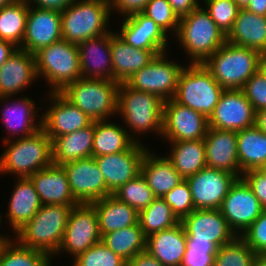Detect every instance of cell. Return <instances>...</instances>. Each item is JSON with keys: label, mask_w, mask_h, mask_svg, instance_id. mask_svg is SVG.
Listing matches in <instances>:
<instances>
[{"label": "cell", "mask_w": 266, "mask_h": 266, "mask_svg": "<svg viewBox=\"0 0 266 266\" xmlns=\"http://www.w3.org/2000/svg\"><path fill=\"white\" fill-rule=\"evenodd\" d=\"M260 52L225 42L203 65L224 90L242 89L258 71Z\"/></svg>", "instance_id": "obj_5"}, {"label": "cell", "mask_w": 266, "mask_h": 266, "mask_svg": "<svg viewBox=\"0 0 266 266\" xmlns=\"http://www.w3.org/2000/svg\"><path fill=\"white\" fill-rule=\"evenodd\" d=\"M253 266H266V254H257Z\"/></svg>", "instance_id": "obj_59"}, {"label": "cell", "mask_w": 266, "mask_h": 266, "mask_svg": "<svg viewBox=\"0 0 266 266\" xmlns=\"http://www.w3.org/2000/svg\"><path fill=\"white\" fill-rule=\"evenodd\" d=\"M163 106L164 101L157 95L135 90L125 82L120 83L117 115L122 116L126 124L124 128H129L128 134L135 142H142L135 138L136 134L154 131L162 136Z\"/></svg>", "instance_id": "obj_3"}, {"label": "cell", "mask_w": 266, "mask_h": 266, "mask_svg": "<svg viewBox=\"0 0 266 266\" xmlns=\"http://www.w3.org/2000/svg\"><path fill=\"white\" fill-rule=\"evenodd\" d=\"M223 91L203 63L190 64L179 75L173 99L209 118Z\"/></svg>", "instance_id": "obj_9"}, {"label": "cell", "mask_w": 266, "mask_h": 266, "mask_svg": "<svg viewBox=\"0 0 266 266\" xmlns=\"http://www.w3.org/2000/svg\"><path fill=\"white\" fill-rule=\"evenodd\" d=\"M171 5L173 11L180 18L186 14H189L192 10L198 8L200 0H167Z\"/></svg>", "instance_id": "obj_52"}, {"label": "cell", "mask_w": 266, "mask_h": 266, "mask_svg": "<svg viewBox=\"0 0 266 266\" xmlns=\"http://www.w3.org/2000/svg\"><path fill=\"white\" fill-rule=\"evenodd\" d=\"M142 13L151 18L166 34L169 31L176 34L179 17L167 0H150Z\"/></svg>", "instance_id": "obj_44"}, {"label": "cell", "mask_w": 266, "mask_h": 266, "mask_svg": "<svg viewBox=\"0 0 266 266\" xmlns=\"http://www.w3.org/2000/svg\"><path fill=\"white\" fill-rule=\"evenodd\" d=\"M151 149L146 151L142 159L140 173L145 178L155 197H163L184 178L175 170L166 156H158Z\"/></svg>", "instance_id": "obj_31"}, {"label": "cell", "mask_w": 266, "mask_h": 266, "mask_svg": "<svg viewBox=\"0 0 266 266\" xmlns=\"http://www.w3.org/2000/svg\"><path fill=\"white\" fill-rule=\"evenodd\" d=\"M150 0H109L111 13L115 10L120 15L128 16L142 12Z\"/></svg>", "instance_id": "obj_51"}, {"label": "cell", "mask_w": 266, "mask_h": 266, "mask_svg": "<svg viewBox=\"0 0 266 266\" xmlns=\"http://www.w3.org/2000/svg\"><path fill=\"white\" fill-rule=\"evenodd\" d=\"M109 0H74L61 11L62 39L78 45L108 33Z\"/></svg>", "instance_id": "obj_7"}, {"label": "cell", "mask_w": 266, "mask_h": 266, "mask_svg": "<svg viewBox=\"0 0 266 266\" xmlns=\"http://www.w3.org/2000/svg\"><path fill=\"white\" fill-rule=\"evenodd\" d=\"M135 141L128 130L107 120L95 121L93 156H104L128 150Z\"/></svg>", "instance_id": "obj_36"}, {"label": "cell", "mask_w": 266, "mask_h": 266, "mask_svg": "<svg viewBox=\"0 0 266 266\" xmlns=\"http://www.w3.org/2000/svg\"><path fill=\"white\" fill-rule=\"evenodd\" d=\"M113 195L138 212L148 207L156 198L141 173L122 185Z\"/></svg>", "instance_id": "obj_41"}, {"label": "cell", "mask_w": 266, "mask_h": 266, "mask_svg": "<svg viewBox=\"0 0 266 266\" xmlns=\"http://www.w3.org/2000/svg\"><path fill=\"white\" fill-rule=\"evenodd\" d=\"M118 35L128 45L135 48L151 50L156 56L168 52V34L142 12L125 16Z\"/></svg>", "instance_id": "obj_21"}, {"label": "cell", "mask_w": 266, "mask_h": 266, "mask_svg": "<svg viewBox=\"0 0 266 266\" xmlns=\"http://www.w3.org/2000/svg\"><path fill=\"white\" fill-rule=\"evenodd\" d=\"M262 170H263L264 172H266V165L262 168Z\"/></svg>", "instance_id": "obj_64"}, {"label": "cell", "mask_w": 266, "mask_h": 266, "mask_svg": "<svg viewBox=\"0 0 266 266\" xmlns=\"http://www.w3.org/2000/svg\"><path fill=\"white\" fill-rule=\"evenodd\" d=\"M180 223L192 241L212 242L218 248L237 237L219 209H195Z\"/></svg>", "instance_id": "obj_19"}, {"label": "cell", "mask_w": 266, "mask_h": 266, "mask_svg": "<svg viewBox=\"0 0 266 266\" xmlns=\"http://www.w3.org/2000/svg\"><path fill=\"white\" fill-rule=\"evenodd\" d=\"M209 128L208 118L177 103L174 99L164 101L163 139L169 142L204 139Z\"/></svg>", "instance_id": "obj_12"}, {"label": "cell", "mask_w": 266, "mask_h": 266, "mask_svg": "<svg viewBox=\"0 0 266 266\" xmlns=\"http://www.w3.org/2000/svg\"><path fill=\"white\" fill-rule=\"evenodd\" d=\"M256 112L242 89L224 90L208 118L209 128L240 131L255 126Z\"/></svg>", "instance_id": "obj_16"}, {"label": "cell", "mask_w": 266, "mask_h": 266, "mask_svg": "<svg viewBox=\"0 0 266 266\" xmlns=\"http://www.w3.org/2000/svg\"><path fill=\"white\" fill-rule=\"evenodd\" d=\"M174 37L188 54L190 64L204 63L226 42V34L201 5L179 18Z\"/></svg>", "instance_id": "obj_2"}, {"label": "cell", "mask_w": 266, "mask_h": 266, "mask_svg": "<svg viewBox=\"0 0 266 266\" xmlns=\"http://www.w3.org/2000/svg\"><path fill=\"white\" fill-rule=\"evenodd\" d=\"M61 39V12L29 5L25 34L19 49L35 54Z\"/></svg>", "instance_id": "obj_20"}, {"label": "cell", "mask_w": 266, "mask_h": 266, "mask_svg": "<svg viewBox=\"0 0 266 266\" xmlns=\"http://www.w3.org/2000/svg\"><path fill=\"white\" fill-rule=\"evenodd\" d=\"M91 204L97 212L101 236L138 223L139 212L113 194Z\"/></svg>", "instance_id": "obj_33"}, {"label": "cell", "mask_w": 266, "mask_h": 266, "mask_svg": "<svg viewBox=\"0 0 266 266\" xmlns=\"http://www.w3.org/2000/svg\"><path fill=\"white\" fill-rule=\"evenodd\" d=\"M162 198L172 208L180 221L195 210L191 190L186 179L176 185Z\"/></svg>", "instance_id": "obj_47"}, {"label": "cell", "mask_w": 266, "mask_h": 266, "mask_svg": "<svg viewBox=\"0 0 266 266\" xmlns=\"http://www.w3.org/2000/svg\"><path fill=\"white\" fill-rule=\"evenodd\" d=\"M237 177L229 172L205 167L186 178L195 209H220Z\"/></svg>", "instance_id": "obj_17"}, {"label": "cell", "mask_w": 266, "mask_h": 266, "mask_svg": "<svg viewBox=\"0 0 266 266\" xmlns=\"http://www.w3.org/2000/svg\"><path fill=\"white\" fill-rule=\"evenodd\" d=\"M237 155L242 173L266 165V134L256 126L237 131Z\"/></svg>", "instance_id": "obj_34"}, {"label": "cell", "mask_w": 266, "mask_h": 266, "mask_svg": "<svg viewBox=\"0 0 266 266\" xmlns=\"http://www.w3.org/2000/svg\"><path fill=\"white\" fill-rule=\"evenodd\" d=\"M240 9H245L251 0H233Z\"/></svg>", "instance_id": "obj_60"}, {"label": "cell", "mask_w": 266, "mask_h": 266, "mask_svg": "<svg viewBox=\"0 0 266 266\" xmlns=\"http://www.w3.org/2000/svg\"><path fill=\"white\" fill-rule=\"evenodd\" d=\"M119 86L117 81L81 77L60 93L92 121H101L117 115Z\"/></svg>", "instance_id": "obj_6"}, {"label": "cell", "mask_w": 266, "mask_h": 266, "mask_svg": "<svg viewBox=\"0 0 266 266\" xmlns=\"http://www.w3.org/2000/svg\"><path fill=\"white\" fill-rule=\"evenodd\" d=\"M2 216H1V213H0V226L2 225ZM7 235V237H6ZM5 236L4 235H0V247L3 246L8 240H10V236H8V234H6Z\"/></svg>", "instance_id": "obj_61"}, {"label": "cell", "mask_w": 266, "mask_h": 266, "mask_svg": "<svg viewBox=\"0 0 266 266\" xmlns=\"http://www.w3.org/2000/svg\"><path fill=\"white\" fill-rule=\"evenodd\" d=\"M42 205H78L62 165L52 163L29 177Z\"/></svg>", "instance_id": "obj_26"}, {"label": "cell", "mask_w": 266, "mask_h": 266, "mask_svg": "<svg viewBox=\"0 0 266 266\" xmlns=\"http://www.w3.org/2000/svg\"><path fill=\"white\" fill-rule=\"evenodd\" d=\"M204 143L207 167L242 177L237 155V131L208 128Z\"/></svg>", "instance_id": "obj_23"}, {"label": "cell", "mask_w": 266, "mask_h": 266, "mask_svg": "<svg viewBox=\"0 0 266 266\" xmlns=\"http://www.w3.org/2000/svg\"><path fill=\"white\" fill-rule=\"evenodd\" d=\"M138 223L144 235L148 237L176 226L180 220L163 198L156 197L148 207L139 211Z\"/></svg>", "instance_id": "obj_39"}, {"label": "cell", "mask_w": 266, "mask_h": 266, "mask_svg": "<svg viewBox=\"0 0 266 266\" xmlns=\"http://www.w3.org/2000/svg\"><path fill=\"white\" fill-rule=\"evenodd\" d=\"M6 150L0 156V173L15 174L16 178H29L35 172L50 166L52 141L40 129L31 136L2 141Z\"/></svg>", "instance_id": "obj_4"}, {"label": "cell", "mask_w": 266, "mask_h": 266, "mask_svg": "<svg viewBox=\"0 0 266 266\" xmlns=\"http://www.w3.org/2000/svg\"><path fill=\"white\" fill-rule=\"evenodd\" d=\"M28 2L15 1L0 8V40H7L17 47L22 45L25 34Z\"/></svg>", "instance_id": "obj_38"}, {"label": "cell", "mask_w": 266, "mask_h": 266, "mask_svg": "<svg viewBox=\"0 0 266 266\" xmlns=\"http://www.w3.org/2000/svg\"><path fill=\"white\" fill-rule=\"evenodd\" d=\"M226 41L260 53L266 52V17L239 9Z\"/></svg>", "instance_id": "obj_30"}, {"label": "cell", "mask_w": 266, "mask_h": 266, "mask_svg": "<svg viewBox=\"0 0 266 266\" xmlns=\"http://www.w3.org/2000/svg\"><path fill=\"white\" fill-rule=\"evenodd\" d=\"M114 33L111 30L104 35L84 40L77 45L82 78L113 81L111 36Z\"/></svg>", "instance_id": "obj_22"}, {"label": "cell", "mask_w": 266, "mask_h": 266, "mask_svg": "<svg viewBox=\"0 0 266 266\" xmlns=\"http://www.w3.org/2000/svg\"><path fill=\"white\" fill-rule=\"evenodd\" d=\"M245 9L254 14L266 17V0H251Z\"/></svg>", "instance_id": "obj_56"}, {"label": "cell", "mask_w": 266, "mask_h": 266, "mask_svg": "<svg viewBox=\"0 0 266 266\" xmlns=\"http://www.w3.org/2000/svg\"><path fill=\"white\" fill-rule=\"evenodd\" d=\"M72 266H126V262L101 241L74 259Z\"/></svg>", "instance_id": "obj_43"}, {"label": "cell", "mask_w": 266, "mask_h": 266, "mask_svg": "<svg viewBox=\"0 0 266 266\" xmlns=\"http://www.w3.org/2000/svg\"><path fill=\"white\" fill-rule=\"evenodd\" d=\"M18 181L11 193L6 213L7 223L14 233L41 208L42 204L30 178H17Z\"/></svg>", "instance_id": "obj_29"}, {"label": "cell", "mask_w": 266, "mask_h": 266, "mask_svg": "<svg viewBox=\"0 0 266 266\" xmlns=\"http://www.w3.org/2000/svg\"><path fill=\"white\" fill-rule=\"evenodd\" d=\"M148 149L143 143L135 142L128 150L119 153L92 156L111 194L140 174L142 159Z\"/></svg>", "instance_id": "obj_15"}, {"label": "cell", "mask_w": 266, "mask_h": 266, "mask_svg": "<svg viewBox=\"0 0 266 266\" xmlns=\"http://www.w3.org/2000/svg\"><path fill=\"white\" fill-rule=\"evenodd\" d=\"M257 254L237 236L233 241L218 248L213 266H253Z\"/></svg>", "instance_id": "obj_42"}, {"label": "cell", "mask_w": 266, "mask_h": 266, "mask_svg": "<svg viewBox=\"0 0 266 266\" xmlns=\"http://www.w3.org/2000/svg\"><path fill=\"white\" fill-rule=\"evenodd\" d=\"M10 100H12L11 96L0 97V101L5 102L4 108L1 109L2 121L6 130L10 132V137H5L4 141L11 140L13 135L14 139L23 138L39 131L41 129L42 116H38L39 113L36 110L37 106L34 105L35 102L28 96L19 98V101L16 98L13 101ZM36 117L40 118L38 122L35 120ZM17 135L18 137H16Z\"/></svg>", "instance_id": "obj_25"}, {"label": "cell", "mask_w": 266, "mask_h": 266, "mask_svg": "<svg viewBox=\"0 0 266 266\" xmlns=\"http://www.w3.org/2000/svg\"><path fill=\"white\" fill-rule=\"evenodd\" d=\"M168 143L172 148L166 157L184 179L207 167L204 139Z\"/></svg>", "instance_id": "obj_35"}, {"label": "cell", "mask_w": 266, "mask_h": 266, "mask_svg": "<svg viewBox=\"0 0 266 266\" xmlns=\"http://www.w3.org/2000/svg\"><path fill=\"white\" fill-rule=\"evenodd\" d=\"M13 239L0 247V266H52L48 254L20 245Z\"/></svg>", "instance_id": "obj_40"}, {"label": "cell", "mask_w": 266, "mask_h": 266, "mask_svg": "<svg viewBox=\"0 0 266 266\" xmlns=\"http://www.w3.org/2000/svg\"><path fill=\"white\" fill-rule=\"evenodd\" d=\"M255 112L266 109V79L257 71L242 88Z\"/></svg>", "instance_id": "obj_49"}, {"label": "cell", "mask_w": 266, "mask_h": 266, "mask_svg": "<svg viewBox=\"0 0 266 266\" xmlns=\"http://www.w3.org/2000/svg\"><path fill=\"white\" fill-rule=\"evenodd\" d=\"M62 166L72 195L78 203L91 204L111 195L94 157L69 161Z\"/></svg>", "instance_id": "obj_14"}, {"label": "cell", "mask_w": 266, "mask_h": 266, "mask_svg": "<svg viewBox=\"0 0 266 266\" xmlns=\"http://www.w3.org/2000/svg\"><path fill=\"white\" fill-rule=\"evenodd\" d=\"M156 55L151 50L128 45L115 33L111 36L113 81L126 82L134 73L147 66Z\"/></svg>", "instance_id": "obj_27"}, {"label": "cell", "mask_w": 266, "mask_h": 266, "mask_svg": "<svg viewBox=\"0 0 266 266\" xmlns=\"http://www.w3.org/2000/svg\"><path fill=\"white\" fill-rule=\"evenodd\" d=\"M240 237L256 254H266V210Z\"/></svg>", "instance_id": "obj_48"}, {"label": "cell", "mask_w": 266, "mask_h": 266, "mask_svg": "<svg viewBox=\"0 0 266 266\" xmlns=\"http://www.w3.org/2000/svg\"><path fill=\"white\" fill-rule=\"evenodd\" d=\"M16 0H0V8L5 6V5H9L13 2H15Z\"/></svg>", "instance_id": "obj_62"}, {"label": "cell", "mask_w": 266, "mask_h": 266, "mask_svg": "<svg viewBox=\"0 0 266 266\" xmlns=\"http://www.w3.org/2000/svg\"><path fill=\"white\" fill-rule=\"evenodd\" d=\"M38 80L35 54L17 49L0 67V97L11 96Z\"/></svg>", "instance_id": "obj_24"}, {"label": "cell", "mask_w": 266, "mask_h": 266, "mask_svg": "<svg viewBox=\"0 0 266 266\" xmlns=\"http://www.w3.org/2000/svg\"><path fill=\"white\" fill-rule=\"evenodd\" d=\"M73 1L74 0H30L28 4L31 5L33 3V7L54 9L61 12Z\"/></svg>", "instance_id": "obj_54"}, {"label": "cell", "mask_w": 266, "mask_h": 266, "mask_svg": "<svg viewBox=\"0 0 266 266\" xmlns=\"http://www.w3.org/2000/svg\"><path fill=\"white\" fill-rule=\"evenodd\" d=\"M73 206L76 205H42L31 220L15 232V240L52 258L61 246Z\"/></svg>", "instance_id": "obj_1"}, {"label": "cell", "mask_w": 266, "mask_h": 266, "mask_svg": "<svg viewBox=\"0 0 266 266\" xmlns=\"http://www.w3.org/2000/svg\"><path fill=\"white\" fill-rule=\"evenodd\" d=\"M258 72L266 79V52L260 54Z\"/></svg>", "instance_id": "obj_58"}, {"label": "cell", "mask_w": 266, "mask_h": 266, "mask_svg": "<svg viewBox=\"0 0 266 266\" xmlns=\"http://www.w3.org/2000/svg\"><path fill=\"white\" fill-rule=\"evenodd\" d=\"M126 266H165L155 259L148 251H143L131 258Z\"/></svg>", "instance_id": "obj_53"}, {"label": "cell", "mask_w": 266, "mask_h": 266, "mask_svg": "<svg viewBox=\"0 0 266 266\" xmlns=\"http://www.w3.org/2000/svg\"><path fill=\"white\" fill-rule=\"evenodd\" d=\"M187 236L181 223L147 237L146 251L165 266H180L186 249Z\"/></svg>", "instance_id": "obj_28"}, {"label": "cell", "mask_w": 266, "mask_h": 266, "mask_svg": "<svg viewBox=\"0 0 266 266\" xmlns=\"http://www.w3.org/2000/svg\"><path fill=\"white\" fill-rule=\"evenodd\" d=\"M95 121L85 128L68 133L52 140V160L62 165L69 161L93 156Z\"/></svg>", "instance_id": "obj_32"}, {"label": "cell", "mask_w": 266, "mask_h": 266, "mask_svg": "<svg viewBox=\"0 0 266 266\" xmlns=\"http://www.w3.org/2000/svg\"><path fill=\"white\" fill-rule=\"evenodd\" d=\"M167 52L157 55L147 66L134 73L125 83L139 91L157 95L163 101L173 99L184 65L168 60ZM167 55V57H166Z\"/></svg>", "instance_id": "obj_10"}, {"label": "cell", "mask_w": 266, "mask_h": 266, "mask_svg": "<svg viewBox=\"0 0 266 266\" xmlns=\"http://www.w3.org/2000/svg\"><path fill=\"white\" fill-rule=\"evenodd\" d=\"M14 43L7 40H0V67L18 49Z\"/></svg>", "instance_id": "obj_55"}, {"label": "cell", "mask_w": 266, "mask_h": 266, "mask_svg": "<svg viewBox=\"0 0 266 266\" xmlns=\"http://www.w3.org/2000/svg\"><path fill=\"white\" fill-rule=\"evenodd\" d=\"M146 241L139 223L101 236V242L126 263L146 250Z\"/></svg>", "instance_id": "obj_37"}, {"label": "cell", "mask_w": 266, "mask_h": 266, "mask_svg": "<svg viewBox=\"0 0 266 266\" xmlns=\"http://www.w3.org/2000/svg\"><path fill=\"white\" fill-rule=\"evenodd\" d=\"M255 126L266 134V109L256 112Z\"/></svg>", "instance_id": "obj_57"}, {"label": "cell", "mask_w": 266, "mask_h": 266, "mask_svg": "<svg viewBox=\"0 0 266 266\" xmlns=\"http://www.w3.org/2000/svg\"><path fill=\"white\" fill-rule=\"evenodd\" d=\"M50 107L41 117V129L51 141L68 133L85 128L93 121L60 92H49Z\"/></svg>", "instance_id": "obj_18"}, {"label": "cell", "mask_w": 266, "mask_h": 266, "mask_svg": "<svg viewBox=\"0 0 266 266\" xmlns=\"http://www.w3.org/2000/svg\"><path fill=\"white\" fill-rule=\"evenodd\" d=\"M101 241L97 212L92 204L73 206L63 241L56 255L65 251L73 259Z\"/></svg>", "instance_id": "obj_11"}, {"label": "cell", "mask_w": 266, "mask_h": 266, "mask_svg": "<svg viewBox=\"0 0 266 266\" xmlns=\"http://www.w3.org/2000/svg\"><path fill=\"white\" fill-rule=\"evenodd\" d=\"M218 247L212 242L192 241L187 236L186 249L180 266H213Z\"/></svg>", "instance_id": "obj_46"}, {"label": "cell", "mask_w": 266, "mask_h": 266, "mask_svg": "<svg viewBox=\"0 0 266 266\" xmlns=\"http://www.w3.org/2000/svg\"><path fill=\"white\" fill-rule=\"evenodd\" d=\"M16 1H24V2H29L30 0H16Z\"/></svg>", "instance_id": "obj_63"}, {"label": "cell", "mask_w": 266, "mask_h": 266, "mask_svg": "<svg viewBox=\"0 0 266 266\" xmlns=\"http://www.w3.org/2000/svg\"><path fill=\"white\" fill-rule=\"evenodd\" d=\"M242 178L252 189L262 207L266 210V172L253 169L243 173Z\"/></svg>", "instance_id": "obj_50"}, {"label": "cell", "mask_w": 266, "mask_h": 266, "mask_svg": "<svg viewBox=\"0 0 266 266\" xmlns=\"http://www.w3.org/2000/svg\"><path fill=\"white\" fill-rule=\"evenodd\" d=\"M205 10L226 35L232 29L239 7L233 0H204Z\"/></svg>", "instance_id": "obj_45"}, {"label": "cell", "mask_w": 266, "mask_h": 266, "mask_svg": "<svg viewBox=\"0 0 266 266\" xmlns=\"http://www.w3.org/2000/svg\"><path fill=\"white\" fill-rule=\"evenodd\" d=\"M35 59L37 76L48 82L49 92H60L82 77L78 46L64 39L41 48L35 53Z\"/></svg>", "instance_id": "obj_8"}, {"label": "cell", "mask_w": 266, "mask_h": 266, "mask_svg": "<svg viewBox=\"0 0 266 266\" xmlns=\"http://www.w3.org/2000/svg\"><path fill=\"white\" fill-rule=\"evenodd\" d=\"M219 210L234 233L241 236L265 209L241 177L232 184Z\"/></svg>", "instance_id": "obj_13"}]
</instances>
